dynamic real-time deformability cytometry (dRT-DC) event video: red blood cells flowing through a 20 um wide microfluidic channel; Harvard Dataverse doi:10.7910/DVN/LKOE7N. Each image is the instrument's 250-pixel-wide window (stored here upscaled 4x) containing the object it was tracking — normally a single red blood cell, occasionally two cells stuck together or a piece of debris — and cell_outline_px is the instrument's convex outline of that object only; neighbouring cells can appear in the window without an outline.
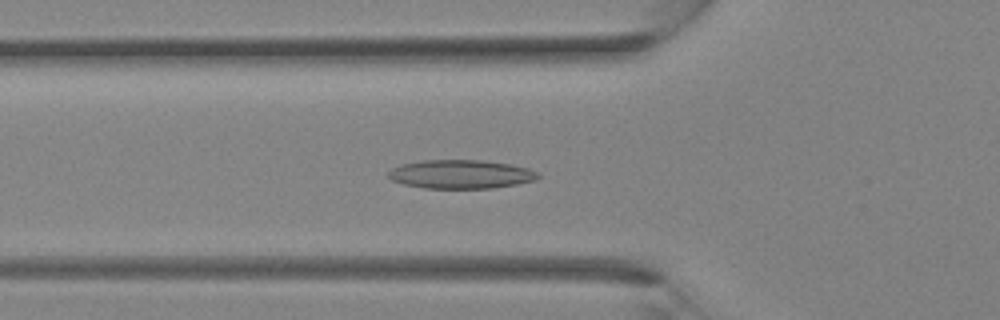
{"species": "Egyptian fruit bat (a non-hibernating species)", "species_latin": "Rousettus aegyptiacus", "temperature_condition": "room temperature", "stored_images_in_passage": 35, "camera_frame_rate_fps": 3000, "um_per_image_px": 0.085, "animal": {"sex": "female"}, "frame": {"image": 1, "passage_image": 12, "time_ms": 3.667, "image_size_px": [1000, 320], "cell_outline_px": [[540, 176], [536, 180], [516, 184], [492, 188], [424, 188], [404, 184], [392, 180], [388, 176], [388, 172], [392, 168], [400, 164], [424, 160], [480, 160], [512, 164], [528, 168], [536, 172]], "centroid_in_image_um": [39.16, 14.8], "position_along_channel_um": 86.6, "area_um2": 25.03}}
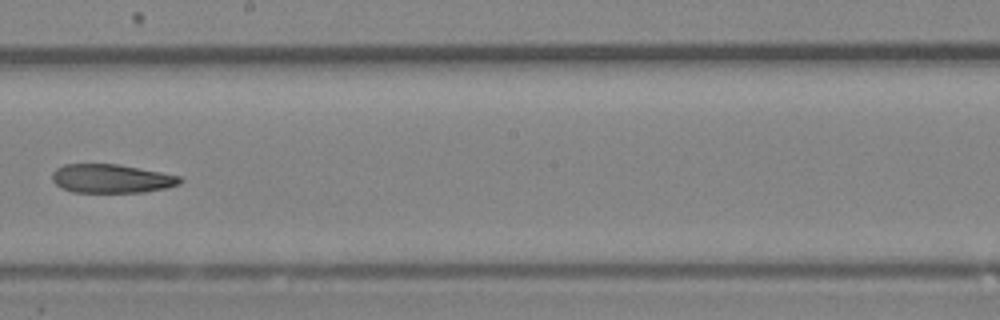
{"frame": {"image": 2, "passage_image": 20, "time_ms": 6.333, "image_size_px": [1000, 320], "cell_outline_px": [[184, 180], [180, 184], [168, 188], [144, 192], [72, 192], [60, 188], [52, 180], [52, 172], [56, 168], [64, 164], [120, 164], [180, 176]], "centroid_in_image_um": [9.47, 15.18], "position_along_channel_um": 238.7, "area_um2": 21.62}}
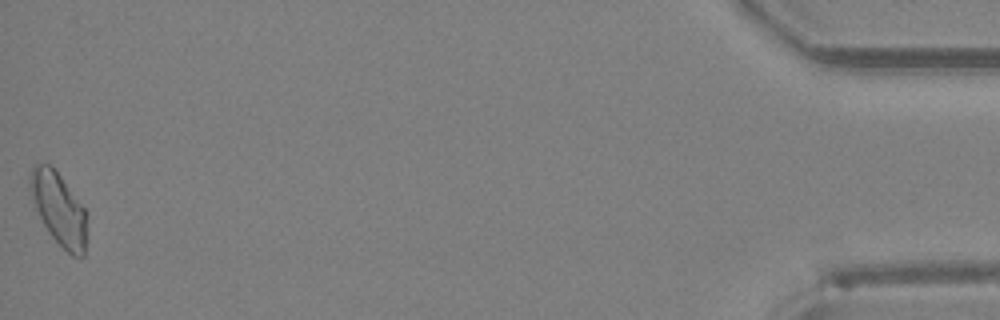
{"frame": {"image": 3, "passage_image": 35, "time_ms": 11.333, "image_size_px": [1000, 320], "cell_outline_px": [[84, 256], [72, 256], [48, 232], [32, 200], [28, 180], [32, 168], [36, 164], [48, 164], [60, 176], [84, 208]], "centroid_in_image_um": [4.94, 17.72], "position_along_channel_um": 430.3, "area_um2": 22.89}}